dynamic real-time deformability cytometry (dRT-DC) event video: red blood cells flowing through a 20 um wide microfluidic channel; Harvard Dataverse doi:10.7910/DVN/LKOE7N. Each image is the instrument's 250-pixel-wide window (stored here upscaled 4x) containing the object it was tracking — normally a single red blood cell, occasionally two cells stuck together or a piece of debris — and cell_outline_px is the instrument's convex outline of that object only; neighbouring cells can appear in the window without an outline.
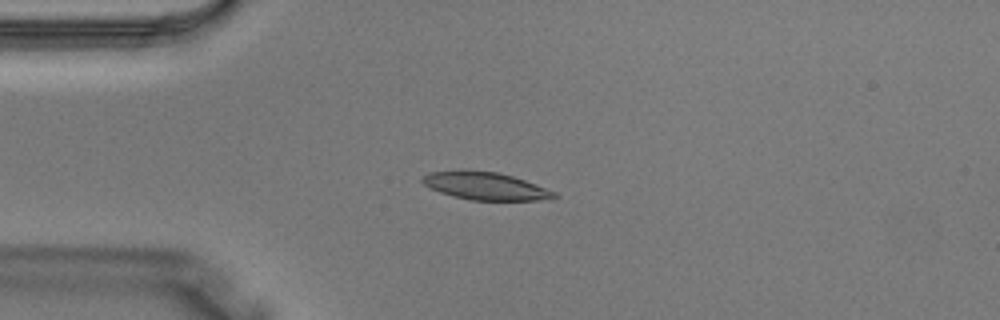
{"species": "Egyptian fruit bat (a non-hibernating species)", "species_latin": "Rousettus aegyptiacus", "temperature_condition": "warm", "stored_images_in_passage": 1, "camera_frame_rate_fps": 3000, "um_per_image_px": 0.085, "animal": {"sex": "male"}, "frame": {"image": 1, "passage_image": 1, "time_ms": 0.0, "image_size_px": [1000, 320], "cell_outline_px": [[560, 196], [552, 200], [472, 200], [440, 192], [424, 184], [420, 180], [428, 172], [460, 168], [464, 168], [496, 172], [512, 176], [536, 184], [556, 192]], "centroid_in_image_um": [41.27, 15.78], "position_along_channel_um": 43.7, "area_um2": 21.62}}